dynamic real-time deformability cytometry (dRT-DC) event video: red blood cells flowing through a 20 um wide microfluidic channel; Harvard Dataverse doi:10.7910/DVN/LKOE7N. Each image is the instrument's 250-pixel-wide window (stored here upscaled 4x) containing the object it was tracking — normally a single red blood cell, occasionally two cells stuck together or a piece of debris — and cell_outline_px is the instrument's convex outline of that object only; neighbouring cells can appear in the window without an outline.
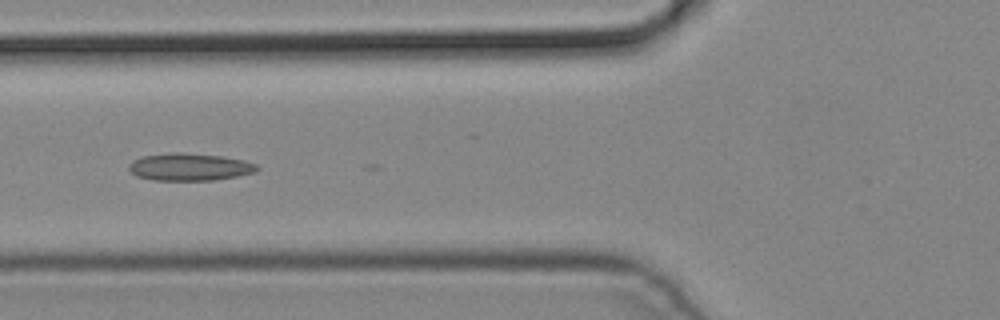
{"species": "common noctule bat (a hibernating species)", "species_latin": "Nyctalus noctula", "temperature_condition": "cold", "stored_images_in_passage": 5, "camera_frame_rate_fps": 3000, "um_per_image_px": 0.085, "animal": {"sex": "male", "body_mass_g": 19.2, "forearm_length_mm": 51.8}, "frame": {"image": 1, "passage_image": 5, "time_ms": 1.333, "image_size_px": [1000, 320], "cell_outline_px": [[260, 168], [256, 172], [236, 176], [212, 180], [152, 180], [136, 176], [128, 168], [128, 164], [132, 160], [144, 156], [176, 152], [180, 152], [220, 156], [244, 160], [256, 164]], "centroid_in_image_um": [16.11, 14.19], "position_along_channel_um": 109.7, "area_um2": 20.35}}